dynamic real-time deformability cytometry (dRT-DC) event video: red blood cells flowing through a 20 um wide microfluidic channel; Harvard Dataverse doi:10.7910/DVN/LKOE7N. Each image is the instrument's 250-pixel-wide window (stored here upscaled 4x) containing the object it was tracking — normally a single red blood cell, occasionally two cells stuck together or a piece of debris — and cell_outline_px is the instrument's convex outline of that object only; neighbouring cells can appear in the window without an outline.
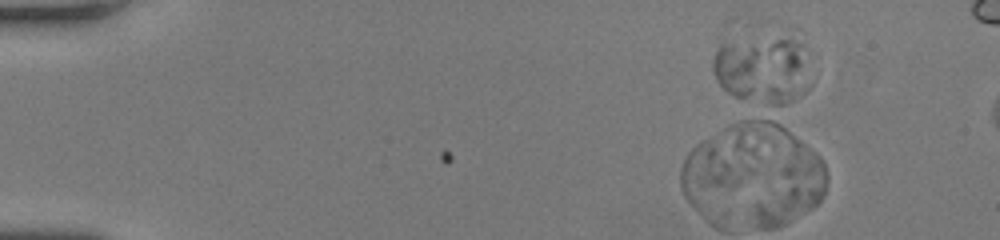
{"species": "human", "species_latin": "Homo sapiens", "temperature_condition": "room temperature", "stored_images_in_passage": 2, "camera_frame_rate_fps": 3000, "um_per_image_px": 0.085, "donor": {"sex": "female"}, "frame": {"image": 1, "passage_image": 1, "time_ms": 0.0, "image_size_px": [1000, 240], "cell_outline_px": [[800, 64], [792, 72], [744, 96], [736, 96], [728, 92], [716, 80], [712, 68], [712, 60], [720, 44], [792, 28], [800, 44]], "centroid_in_image_um": [64.26, 5.21], "position_along_channel_um": 20.7, "area_um2": 29.82}}